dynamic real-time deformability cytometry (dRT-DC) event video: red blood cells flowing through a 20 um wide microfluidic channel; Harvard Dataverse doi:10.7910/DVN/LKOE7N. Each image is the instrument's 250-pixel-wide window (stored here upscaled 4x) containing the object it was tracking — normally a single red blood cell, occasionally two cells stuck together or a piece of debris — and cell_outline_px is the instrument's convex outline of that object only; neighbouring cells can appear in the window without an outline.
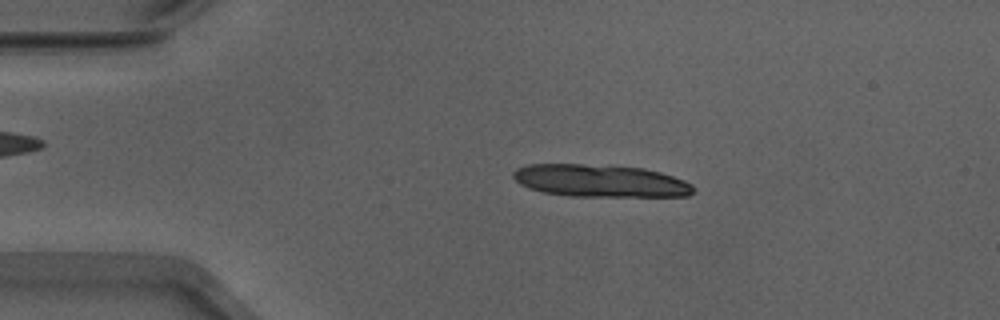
{"species": "Egyptian fruit bat (a non-hibernating species)", "species_latin": "Rousettus aegyptiacus", "temperature_condition": "warm", "stored_images_in_passage": 13, "camera_frame_rate_fps": 3000, "um_per_image_px": 0.085, "animal": {"sex": "male"}, "frame": {"image": 1, "passage_image": 10, "time_ms": 3.0, "image_size_px": [1000, 320], "cell_outline_px": [[692, 192], [688, 196], [568, 196], [544, 192], [528, 188], [520, 184], [512, 176], [512, 172], [516, 168], [528, 164], [580, 164], [644, 168], [660, 172], [684, 180], [692, 184]], "centroid_in_image_um": [50.97, 15.37], "position_along_channel_um": 34.0, "area_um2": 33.93}}